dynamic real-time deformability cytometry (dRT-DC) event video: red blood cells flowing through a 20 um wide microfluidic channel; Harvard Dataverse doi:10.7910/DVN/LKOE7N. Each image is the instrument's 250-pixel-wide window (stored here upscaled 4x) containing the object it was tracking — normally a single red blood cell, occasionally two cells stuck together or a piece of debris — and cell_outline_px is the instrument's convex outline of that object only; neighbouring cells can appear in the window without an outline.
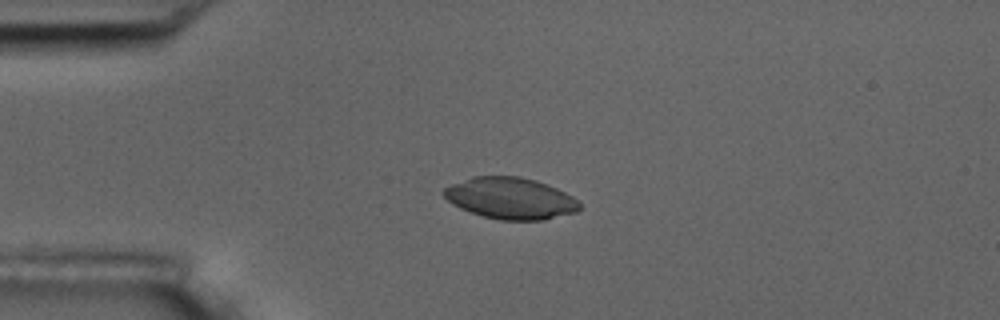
{"species": "common noctule bat (a hibernating species)", "species_latin": "Nyctalus noctula", "temperature_condition": "room temperature", "stored_images_in_passage": 4, "camera_frame_rate_fps": 3000, "um_per_image_px": 0.085, "animal": {"sex": "male", "body_mass_g": 17.5, "forearm_length_mm": 52.3}, "frame": {"image": 1, "passage_image": 3, "time_ms": 2.333, "image_size_px": [1000, 320], "cell_outline_px": [[580, 208], [576, 212], [544, 220], [500, 220], [484, 216], [460, 208], [452, 204], [440, 192], [444, 188], [452, 184], [472, 176], [520, 176], [536, 180], [556, 188], [572, 196], [580, 204]], "centroid_in_image_um": [43.37, 16.85], "position_along_channel_um": 41.6, "area_um2": 32.77}}